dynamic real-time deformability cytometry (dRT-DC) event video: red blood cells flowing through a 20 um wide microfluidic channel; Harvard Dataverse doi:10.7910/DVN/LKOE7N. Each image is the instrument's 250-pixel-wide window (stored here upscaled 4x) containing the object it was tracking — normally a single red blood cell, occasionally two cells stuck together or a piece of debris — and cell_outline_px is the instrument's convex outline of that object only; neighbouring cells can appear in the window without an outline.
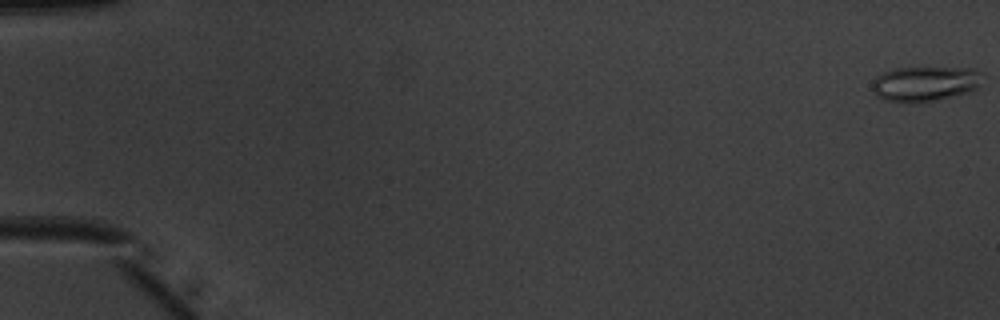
{"species": "common noctule bat (a hibernating species)", "species_latin": "Nyctalus noctula", "temperature_condition": "warm", "stored_images_in_passage": 52, "camera_frame_rate_fps": 3000, "um_per_image_px": 0.085, "animal": {"sex": "male", "body_mass_g": 20.1, "forearm_length_mm": 53.5}, "frame": {"image": 1, "passage_image": 1, "time_ms": 0.0, "image_size_px": [1000, 320], "cell_outline_px": [[984, 72], [976, 88], [968, 92], [936, 100], [912, 104], [884, 100], [876, 96], [872, 88], [872, 80], [876, 76], [884, 72], [896, 68], [976, 68]], "centroid_in_image_um": [78.6, 7.12], "position_along_channel_um": 6.4, "area_um2": 22.72}}
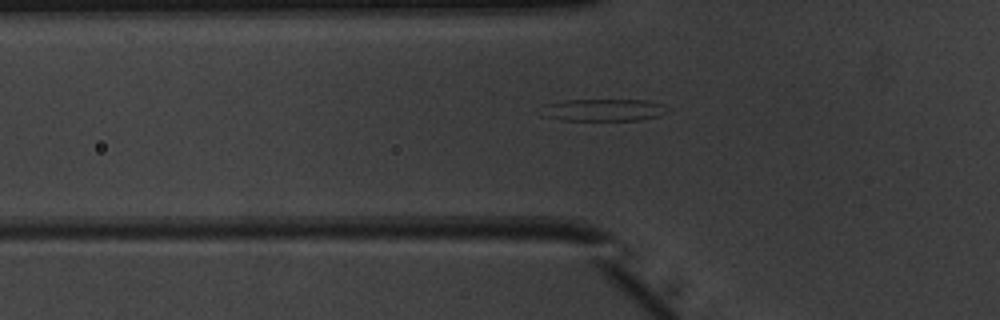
{"frame": {"image": 2, "passage_image": 19, "time_ms": 6.0, "image_size_px": [1000, 320], "cell_outline_px": [[668, 112], [660, 116], [640, 120], [564, 120], [548, 116], [544, 104], [564, 100], [648, 100], [664, 104]], "centroid_in_image_um": [51.43, 9.34], "position_along_channel_um": 74.4, "area_um2": 16.01}}
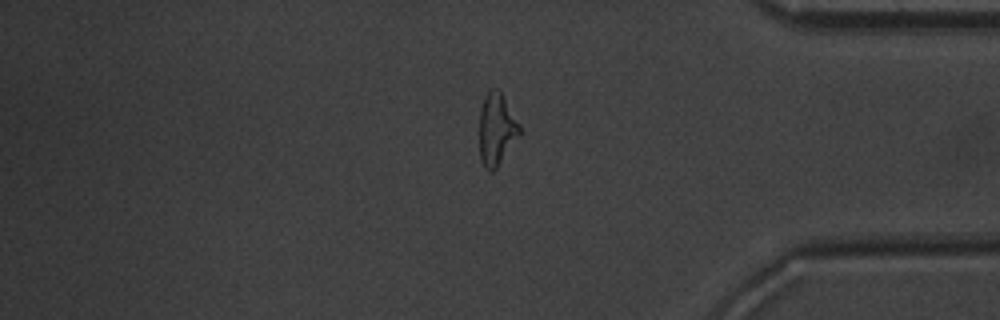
{"frame": {"image": 3, "passage_image": 44, "time_ms": 14.333, "image_size_px": [1000, 320], "cell_outline_px": [[520, 132], [496, 168], [492, 172], [488, 172], [484, 168], [480, 160], [480, 108], [484, 96], [492, 88], [500, 88], [520, 124]], "centroid_in_image_um": [42.19, 10.94], "position_along_channel_um": 393.0, "area_um2": 16.88}, "authors_computed_cell_mechanics": {"area_um2": 17.1377, "velocity_mm_per_s": 4.043, "shape_relaxation_time_tau1_ms": 4.7688, "shape_relaxation_time_tau2_ms": 0.7773, "deformation_change_tau1": 0.2033, "deformation_change_tau2": 0.1096}}